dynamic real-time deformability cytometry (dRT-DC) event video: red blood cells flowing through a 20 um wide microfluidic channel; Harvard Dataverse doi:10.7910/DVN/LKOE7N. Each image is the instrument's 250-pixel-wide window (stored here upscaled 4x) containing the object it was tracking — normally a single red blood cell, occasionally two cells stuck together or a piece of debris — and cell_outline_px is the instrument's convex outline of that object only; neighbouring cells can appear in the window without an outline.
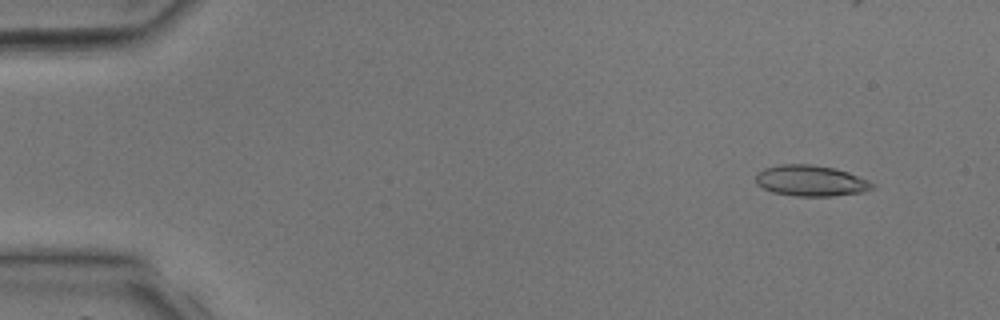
{"species": "common noctule bat (a hibernating species)", "species_latin": "Nyctalus noctula", "temperature_condition": "room temperature", "stored_images_in_passage": 40, "camera_frame_rate_fps": 3000, "um_per_image_px": 0.085, "animal": {"sex": "male", "body_mass_g": 17.9, "forearm_length_mm": 54.2}, "frame": {"image": 1, "passage_image": 4, "time_ms": 1.0, "image_size_px": [1000, 320], "cell_outline_px": [[876, 188], [864, 192], [832, 196], [796, 196], [772, 192], [756, 184], [756, 172], [764, 168], [780, 164], [812, 164], [836, 168], [848, 172], [868, 180], [876, 184]], "centroid_in_image_um": [68.94, 15.36], "position_along_channel_um": 16.1, "area_um2": 21.27}}
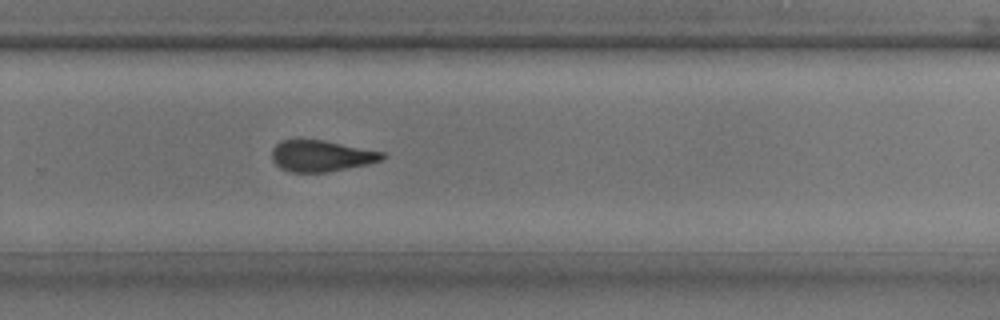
{"frame": {"image": 2, "passage_image": 27, "time_ms": 8.667, "image_size_px": [1000, 320], "cell_outline_px": [[384, 156], [380, 160], [368, 164], [324, 172], [288, 172], [280, 168], [272, 160], [272, 148], [280, 140], [324, 140], [384, 152]], "centroid_in_image_um": [27.26, 13.25], "position_along_channel_um": 302.5, "area_um2": 19.94}}
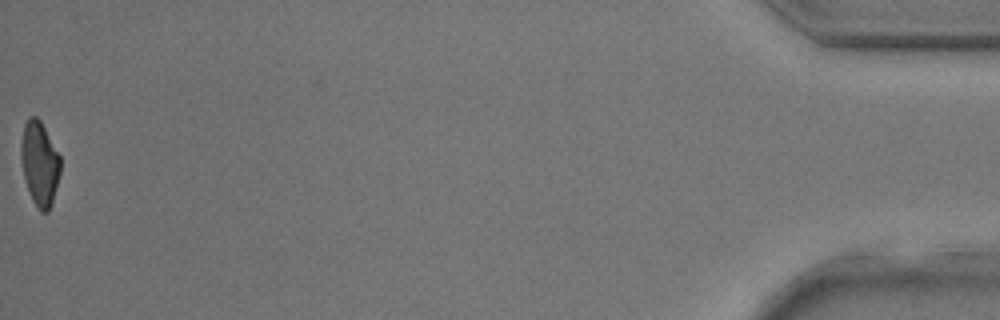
{"frame": {"image": 3, "passage_image": 40, "time_ms": 13.0, "image_size_px": [1000, 320], "cell_outline_px": [[60, 172], [52, 204], [48, 212], [40, 212], [32, 200], [24, 176], [20, 156], [20, 144], [24, 124], [28, 116], [36, 116], [40, 120], [60, 156]], "centroid_in_image_um": [3.35, 13.89], "position_along_channel_um": 431.8, "area_um2": 19.31}}